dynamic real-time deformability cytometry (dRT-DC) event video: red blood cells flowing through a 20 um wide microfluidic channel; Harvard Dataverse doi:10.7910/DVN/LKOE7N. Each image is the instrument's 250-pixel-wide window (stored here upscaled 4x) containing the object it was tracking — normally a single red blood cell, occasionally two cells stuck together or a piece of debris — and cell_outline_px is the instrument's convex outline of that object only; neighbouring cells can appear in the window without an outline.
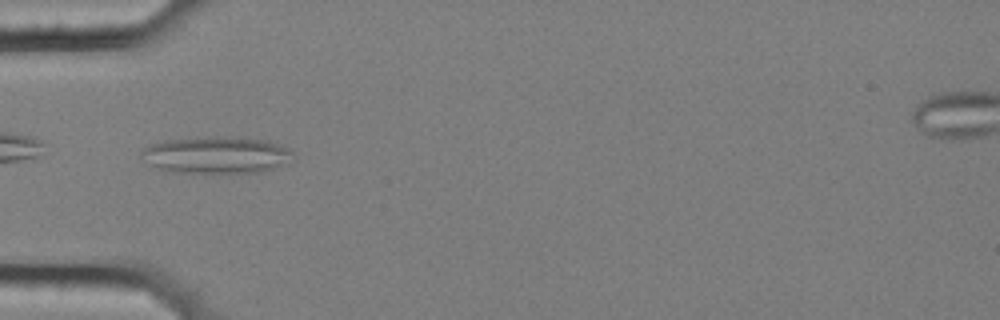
{"species": "common noctule bat (a hibernating species)", "species_latin": "Nyctalus noctula", "temperature_condition": "cold", "stored_images_in_passage": 39, "camera_frame_rate_fps": 3000, "um_per_image_px": 0.085, "animal": {"sex": "female", "body_mass_g": 25.1}, "frame": {"image": 1, "passage_image": 1, "time_ms": 0.0, "image_size_px": [1000, 320], "cell_outline_px": [[292, 152], [288, 164], [260, 172], [168, 172], [152, 164], [140, 156], [140, 152], [148, 144], [164, 140], [196, 136], [216, 136], [268, 140], [288, 148]], "centroid_in_image_um": [18.36, 13.15], "position_along_channel_um": 66.6, "area_um2": 32.66}}
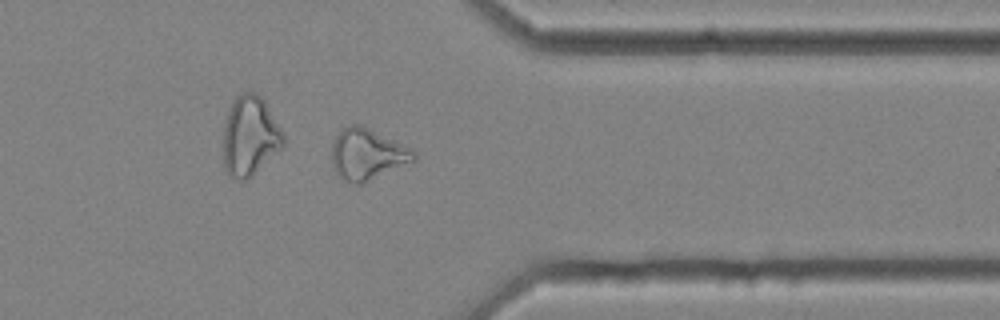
{"frame": {"image": 2, "passage_image": 28, "time_ms": 9.0, "image_size_px": [1000, 320], "cell_outline_px": [[416, 160], [360, 184], [356, 184], [344, 180], [336, 172], [332, 164], [332, 144], [336, 136], [344, 128], [352, 124], [360, 124], [412, 148], [416, 152]], "centroid_in_image_um": [31.23, 13.1], "position_along_channel_um": 380.2, "area_um2": 24.16}}